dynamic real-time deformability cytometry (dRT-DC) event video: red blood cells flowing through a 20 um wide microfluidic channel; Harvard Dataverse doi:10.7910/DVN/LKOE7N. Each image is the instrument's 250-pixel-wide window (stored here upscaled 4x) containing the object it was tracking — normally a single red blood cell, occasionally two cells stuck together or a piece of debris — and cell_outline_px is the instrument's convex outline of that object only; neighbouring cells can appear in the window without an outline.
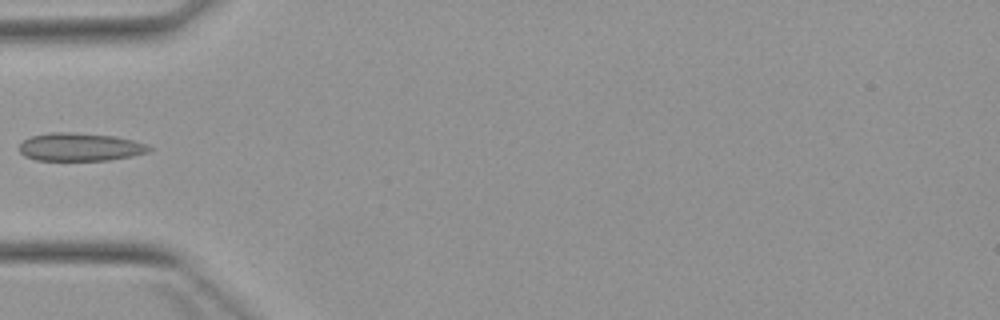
{"species": "Egyptian fruit bat (a non-hibernating species)", "species_latin": "Rousettus aegyptiacus", "temperature_condition": "warm", "stored_images_in_passage": 3, "camera_frame_rate_fps": 3000, "um_per_image_px": 0.085, "animal": {"sex": "female"}, "frame": {"image": 1, "passage_image": 3, "time_ms": 2.333, "image_size_px": [1000, 320], "cell_outline_px": [[152, 148], [148, 152], [132, 156], [108, 160], [36, 160], [24, 156], [20, 152], [20, 144], [24, 140], [32, 136], [52, 132], [72, 132], [116, 136], [148, 144]], "centroid_in_image_um": [6.82, 12.49], "position_along_channel_um": 78.2, "area_um2": 21.21}}